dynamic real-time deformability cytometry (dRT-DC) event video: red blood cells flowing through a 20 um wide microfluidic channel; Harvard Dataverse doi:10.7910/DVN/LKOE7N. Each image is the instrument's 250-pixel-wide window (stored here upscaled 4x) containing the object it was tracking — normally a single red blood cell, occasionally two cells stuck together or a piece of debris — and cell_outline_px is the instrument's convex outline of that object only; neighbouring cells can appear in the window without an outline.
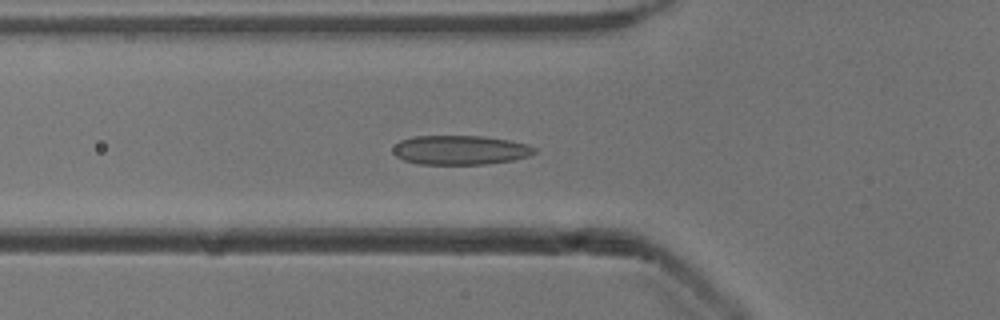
{"species": "common noctule bat (a hibernating species)", "species_latin": "Nyctalus noctula", "temperature_condition": "cold", "stored_images_in_passage": 52, "camera_frame_rate_fps": 3000, "um_per_image_px": 0.085, "animal": {"sex": "male", "body_mass_g": 13.3}, "frame": {"image": 1, "passage_image": 18, "time_ms": 5.667, "image_size_px": [1000, 320], "cell_outline_px": [[536, 152], [528, 156], [512, 160], [484, 164], [416, 164], [404, 160], [396, 156], [392, 152], [392, 148], [400, 140], [412, 136], [484, 136], [508, 140], [528, 144], [536, 148]], "centroid_in_image_um": [39.09, 12.75], "position_along_channel_um": 86.7, "area_um2": 24.22}}
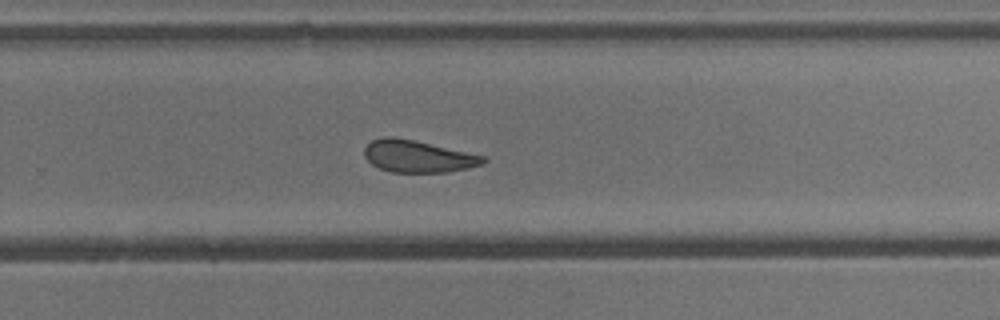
{"frame": {"image": 2, "passage_image": 34, "time_ms": 11.0, "image_size_px": [1000, 320], "cell_outline_px": [[488, 160], [484, 164], [468, 168], [448, 172], [392, 172], [380, 168], [372, 164], [364, 156], [364, 148], [372, 140], [384, 136], [392, 136], [412, 140], [484, 156]], "centroid_in_image_um": [35.51, 13.29], "position_along_channel_um": 294.3, "area_um2": 21.96}}
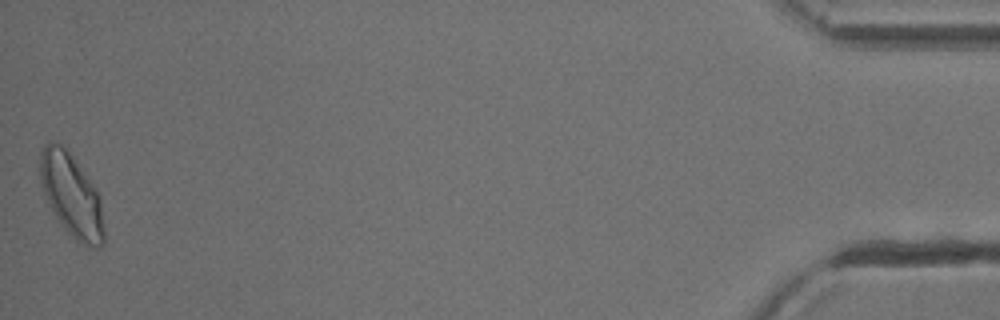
{"frame": {"image": 3, "passage_image": 52, "time_ms": 17.0, "image_size_px": [1000, 320], "cell_outline_px": [[104, 244], [100, 248], [88, 248], [76, 240], [68, 232], [56, 216], [40, 184], [40, 152], [44, 144], [48, 140], [52, 140], [60, 144], [72, 156], [96, 188], [100, 196], [104, 228]], "centroid_in_image_um": [6.09, 16.61], "position_along_channel_um": 429.1, "area_um2": 30.81}, "authors_computed_cell_mechanics": {"area_um2": 24.3627, "velocity_mm_per_s": 3.8922, "shape_relaxation_time_tau1_ms": 6.1538, "shape_relaxation_time_tau2_ms": 2.4736, "deformation_change_tau1": 0.1356, "deformation_change_tau2": 0.0925}}